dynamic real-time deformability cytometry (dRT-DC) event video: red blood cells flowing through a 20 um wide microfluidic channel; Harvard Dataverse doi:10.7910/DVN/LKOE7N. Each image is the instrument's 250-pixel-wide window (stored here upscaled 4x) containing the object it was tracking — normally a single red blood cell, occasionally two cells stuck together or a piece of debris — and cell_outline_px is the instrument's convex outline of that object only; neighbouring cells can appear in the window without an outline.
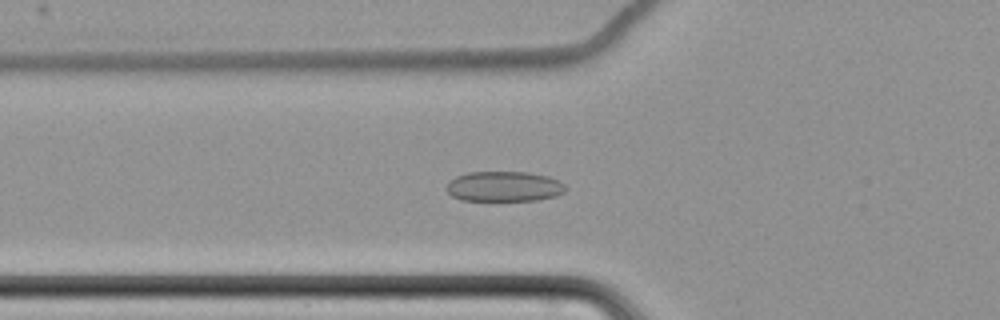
{"species": "common noctule bat (a hibernating species)", "species_latin": "Nyctalus noctula", "temperature_condition": "cold", "stored_images_in_passage": 64, "camera_frame_rate_fps": 3000, "um_per_image_px": 0.085, "animal": {"sex": "female", "body_mass_g": 22.7, "forearm_length_mm": 54.2}, "frame": {"image": 1, "passage_image": 26, "time_ms": 8.333, "image_size_px": [1000, 320], "cell_outline_px": [[564, 192], [556, 196], [536, 200], [460, 200], [452, 196], [444, 188], [456, 176], [468, 172], [528, 172], [548, 176], [564, 184]], "centroid_in_image_um": [42.82, 15.85], "position_along_channel_um": 83.0, "area_um2": 20.81}}
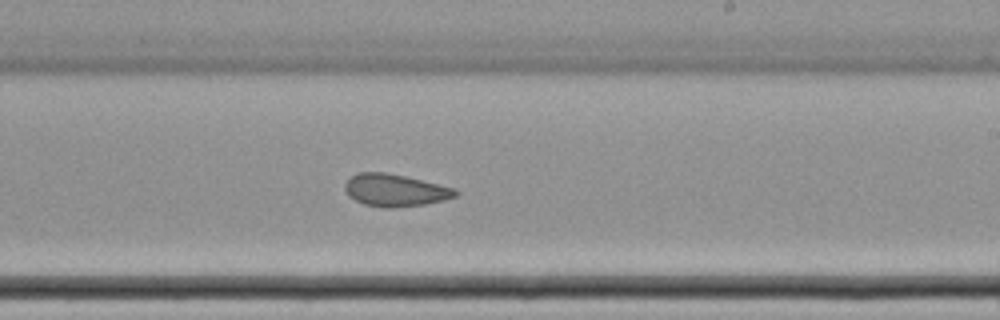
{"frame": {"image": 2, "passage_image": 41, "time_ms": 13.333, "image_size_px": [1000, 320], "cell_outline_px": [[460, 192], [456, 196], [444, 200], [424, 204], [392, 208], [384, 208], [364, 204], [348, 196], [344, 188], [344, 184], [356, 172], [384, 172], [404, 176], [452, 188]], "centroid_in_image_um": [33.54, 16.18], "position_along_channel_um": 255.5, "area_um2": 20.58}}
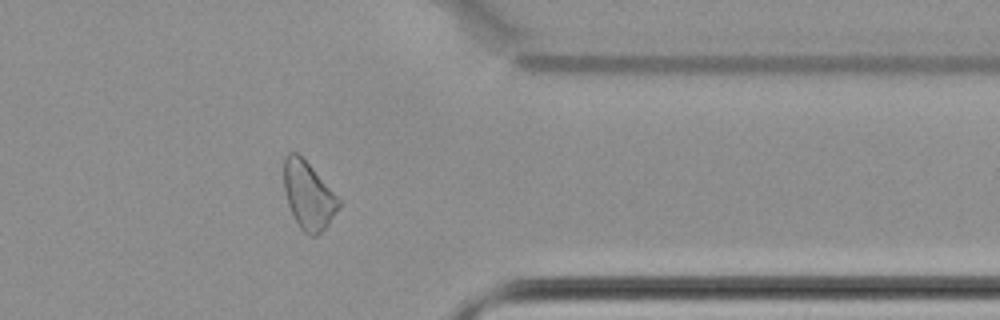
{"frame": {"image": 3, "passage_image": 53, "time_ms": 17.333, "image_size_px": [1000, 320], "cell_outline_px": [[340, 208], [328, 224], [316, 236], [308, 236], [300, 228], [288, 204], [284, 188], [284, 156], [288, 152], [296, 152], [312, 168], [340, 200]], "centroid_in_image_um": [26.2, 16.63], "position_along_channel_um": 385.2, "area_um2": 21.15}, "authors_computed_cell_mechanics": {"area_um2": 22.6576, "velocity_mm_per_s": 3.4622, "shape_relaxation_time_tau1_ms": null, "shape_relaxation_time_tau2_ms": 2.654, "deformation_change_tau1": null, "deformation_change_tau2": 0.0737}}